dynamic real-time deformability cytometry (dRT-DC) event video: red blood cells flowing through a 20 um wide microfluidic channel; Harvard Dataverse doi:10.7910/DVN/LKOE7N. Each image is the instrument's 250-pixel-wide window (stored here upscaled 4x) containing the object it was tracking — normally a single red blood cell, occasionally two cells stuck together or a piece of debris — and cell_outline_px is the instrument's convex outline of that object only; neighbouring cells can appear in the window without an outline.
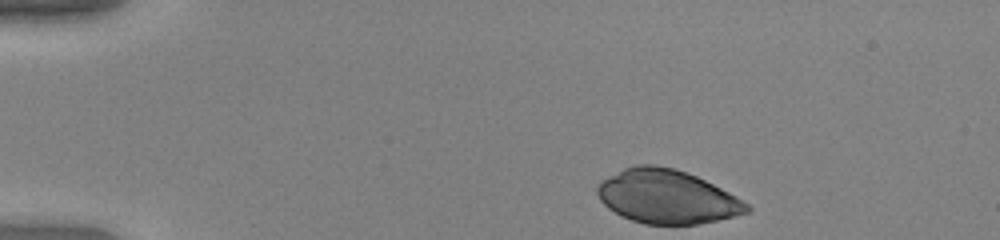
{"species": "human", "species_latin": "Homo sapiens", "temperature_condition": "warm", "stored_images_in_passage": 38, "camera_frame_rate_fps": 3000, "um_per_image_px": 0.085, "donor": {"sex": "female"}, "frame": {"image": 1, "passage_image": 1, "time_ms": 0.0, "image_size_px": [1000, 240], "cell_outline_px": [[752, 208], [748, 212], [716, 220], [696, 224], [644, 224], [632, 220], [608, 208], [600, 200], [596, 192], [596, 188], [600, 180], [624, 168], [636, 164], [656, 164], [676, 168], [696, 176], [736, 196], [748, 204]], "centroid_in_image_um": [56.65, 16.7], "position_along_channel_um": 28.3, "area_um2": 46.59}}
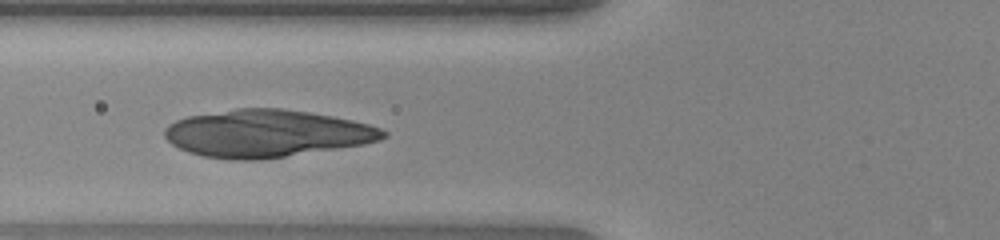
{"frame": {"image": 2, "passage_image": 13, "time_ms": 4.0, "image_size_px": [1000, 240], "cell_outline_px": [[388, 136], [380, 140], [364, 144], [260, 160], [232, 160], [204, 156], [188, 152], [172, 144], [164, 136], [164, 128], [168, 124], [176, 120], [188, 116], [236, 108], [280, 108], [308, 112], [332, 116], [352, 120], [368, 124], [380, 128], [388, 132]], "centroid_in_image_um": [22.65, 11.34], "position_along_channel_um": 103.2, "area_um2": 60.23}}
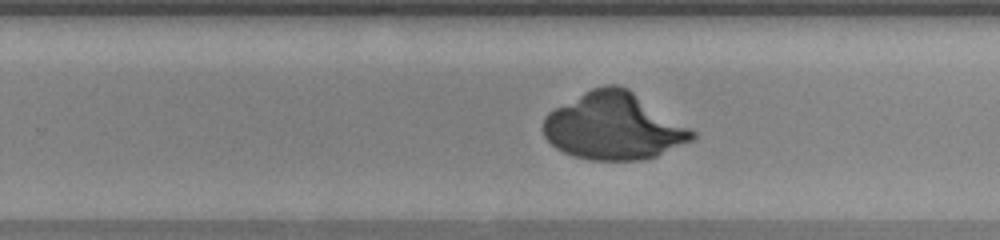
{"frame": {"image": 3, "passage_image": 26, "time_ms": 8.333, "image_size_px": [1000, 240], "cell_outline_px": [[696, 136], [692, 140], [656, 156], [640, 160], [588, 160], [572, 156], [556, 148], [544, 136], [544, 116], [548, 112], [584, 92], [592, 88], [604, 84], [616, 84], [628, 88], [696, 132]], "centroid_in_image_um": [52.15, 10.74], "position_along_channel_um": 277.7, "area_um2": 57.74}}